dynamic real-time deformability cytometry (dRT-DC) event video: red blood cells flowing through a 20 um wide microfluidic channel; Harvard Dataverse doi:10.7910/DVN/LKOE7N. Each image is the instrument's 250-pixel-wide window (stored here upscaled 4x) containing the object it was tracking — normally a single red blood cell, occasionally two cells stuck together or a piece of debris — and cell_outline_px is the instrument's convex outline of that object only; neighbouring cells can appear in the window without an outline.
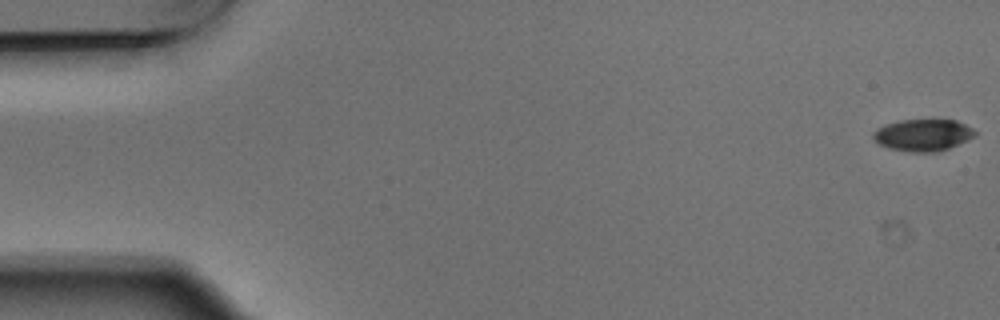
{"species": "Egyptian fruit bat (a non-hibernating species)", "species_latin": "Rousettus aegyptiacus", "temperature_condition": "warm", "stored_images_in_passage": 5, "camera_frame_rate_fps": 3000, "um_per_image_px": 0.085, "animal": {"sex": "male"}, "frame": {"image": 1, "passage_image": 1, "time_ms": 0.0, "image_size_px": [1000, 320], "cell_outline_px": [[976, 136], [968, 140], [948, 148], [936, 152], [908, 152], [888, 148], [880, 144], [872, 136], [872, 132], [876, 128], [884, 124], [900, 120], [956, 120], [972, 128], [976, 132]], "centroid_in_image_um": [78.43, 11.48], "position_along_channel_um": 6.6, "area_um2": 18.96}}
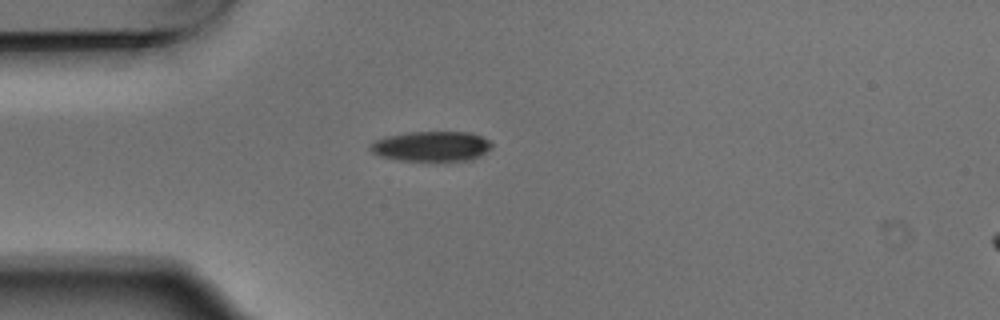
{"frame": {"image": 2, "passage_image": 4, "time_ms": 1.0, "image_size_px": [1000, 320], "cell_outline_px": [[492, 148], [480, 156], [472, 160], [444, 164], [396, 160], [380, 156], [372, 152], [368, 148], [368, 144], [376, 140], [388, 136], [408, 132], [472, 132], [488, 140], [492, 144]], "centroid_in_image_um": [36.69, 12.49], "position_along_channel_um": 48.3, "area_um2": 22.37}}